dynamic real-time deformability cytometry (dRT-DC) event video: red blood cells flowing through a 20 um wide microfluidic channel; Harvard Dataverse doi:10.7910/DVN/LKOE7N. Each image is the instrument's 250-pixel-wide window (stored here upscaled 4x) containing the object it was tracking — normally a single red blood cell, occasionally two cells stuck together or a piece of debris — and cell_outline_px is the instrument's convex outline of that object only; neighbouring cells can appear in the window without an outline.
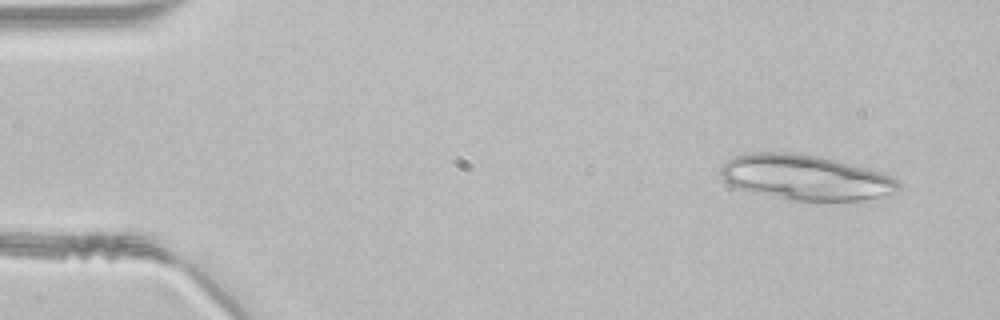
{"species": "common noctule bat (a hibernating species)", "species_latin": "Nyctalus noctula", "temperature_condition": "room temperature", "stored_images_in_passage": 45, "camera_frame_rate_fps": 3000, "um_per_image_px": 0.085, "animal": {"sex": "male", "body_mass_g": 21.5, "forearm_length_mm": 52.0}, "frame": {"image": 1, "passage_image": 1, "time_ms": 0.0, "image_size_px": [1000, 320], "cell_outline_px": [[900, 188], [896, 192], [864, 200], [788, 200], [736, 188], [728, 184], [720, 176], [720, 168], [728, 160], [736, 156], [752, 152], [788, 152], [820, 156], [880, 172], [892, 176], [900, 184]], "centroid_in_image_um": [68.43, 15.08], "position_along_channel_um": 16.6, "area_um2": 46.53}}